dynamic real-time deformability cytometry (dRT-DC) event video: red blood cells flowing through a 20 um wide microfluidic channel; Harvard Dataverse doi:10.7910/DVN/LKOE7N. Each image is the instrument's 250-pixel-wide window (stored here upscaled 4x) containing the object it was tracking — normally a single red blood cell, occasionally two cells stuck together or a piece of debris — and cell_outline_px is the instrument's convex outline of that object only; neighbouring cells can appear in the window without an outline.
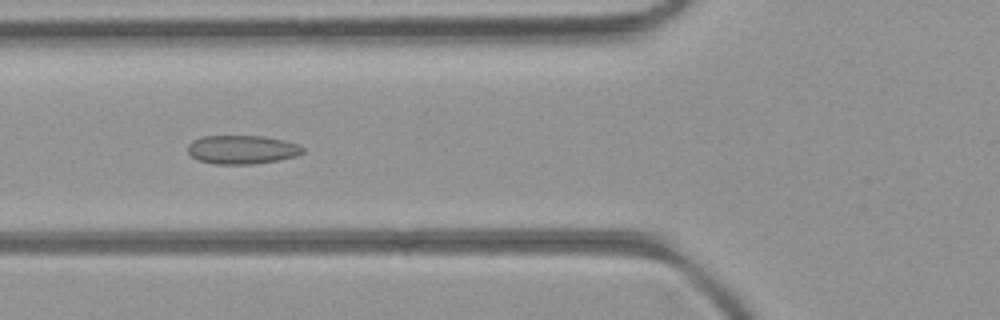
{"species": "common noctule bat (a hibernating species)", "species_latin": "Nyctalus noctula", "temperature_condition": "room temperature", "stored_images_in_passage": 50, "segment_of_instrument_passage": [1, 3], "camera_frame_rate_fps": 3000, "um_per_image_px": 0.085, "animal": {"sex": "female", "body_mass_g": 21.9}, "frame": {"image": 1, "passage_image": 18, "time_ms": 5.667, "image_size_px": [1000, 320], "cell_outline_px": [[304, 152], [296, 156], [280, 160], [252, 164], [212, 164], [200, 160], [192, 156], [188, 152], [188, 144], [192, 140], [200, 136], [264, 136], [284, 140], [296, 144], [304, 148]], "centroid_in_image_um": [20.57, 12.71], "position_along_channel_um": 105.2, "area_um2": 19.31}}
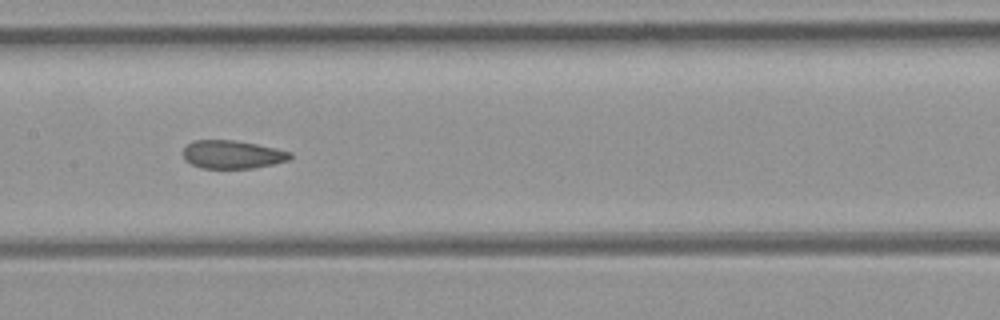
{"frame": {"image": 2, "passage_image": 24, "time_ms": 7.667, "image_size_px": [1000, 320], "cell_outline_px": [[292, 156], [288, 160], [272, 164], [252, 168], [200, 168], [184, 160], [184, 148], [192, 140], [236, 140], [276, 148], [292, 152]], "centroid_in_image_um": [19.74, 13.12], "position_along_channel_um": 187.7, "area_um2": 17.57}}
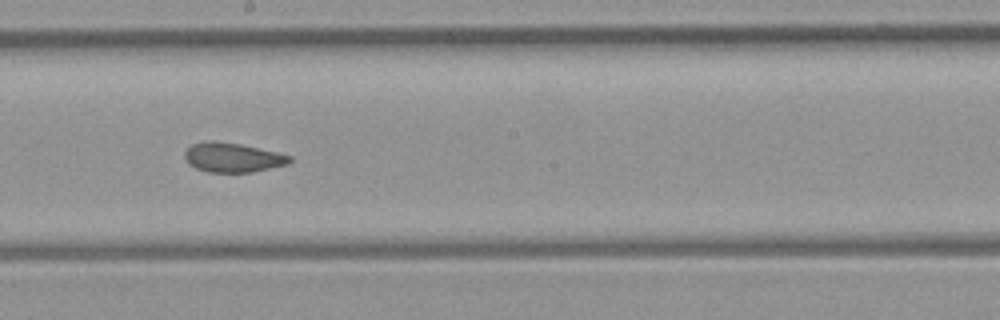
{"frame": {"image": 3, "passage_image": 27, "time_ms": 8.667, "image_size_px": [1000, 320], "cell_outline_px": [[292, 160], [288, 164], [252, 172], [208, 172], [196, 168], [188, 164], [184, 156], [184, 152], [192, 144], [204, 140], [216, 140], [240, 144], [276, 152], [292, 156]], "centroid_in_image_um": [19.74, 13.37], "position_along_channel_um": 228.5, "area_um2": 18.09}}